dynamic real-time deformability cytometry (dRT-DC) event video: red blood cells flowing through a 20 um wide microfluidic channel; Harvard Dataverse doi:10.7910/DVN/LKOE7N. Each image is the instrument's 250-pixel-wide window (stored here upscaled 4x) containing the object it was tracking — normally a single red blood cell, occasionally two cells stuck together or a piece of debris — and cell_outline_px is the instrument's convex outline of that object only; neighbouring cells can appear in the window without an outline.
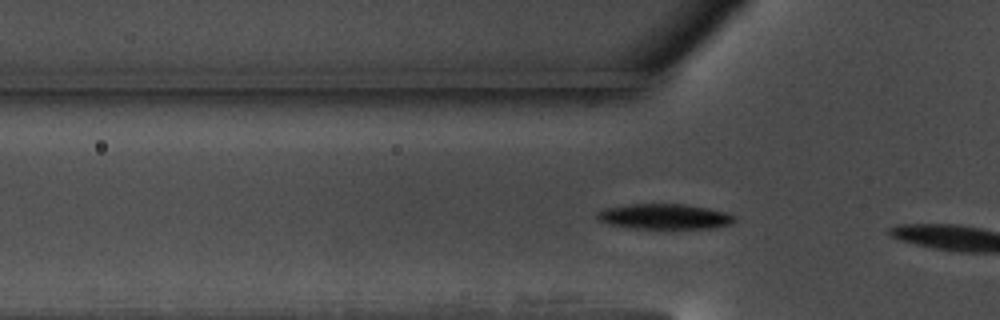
{"species": "common noctule bat (a hibernating species)", "species_latin": "Nyctalus noctula", "temperature_condition": "warm", "stored_images_in_passage": 4, "camera_frame_rate_fps": 3000, "um_per_image_px": 0.085, "animal": {"sex": "male", "body_mass_g": 17.5, "forearm_length_mm": 52.3}, "frame": {"image": 1, "passage_image": 4, "time_ms": 1.0, "image_size_px": [1000, 320], "cell_outline_px": [[736, 220], [732, 224], [716, 228], [628, 228], [608, 224], [596, 220], [596, 212], [604, 208], [628, 204], [684, 204], [708, 208], [728, 212], [736, 216]], "centroid_in_image_um": [56.48, 18.4], "position_along_channel_um": 69.3, "area_um2": 20.58}}